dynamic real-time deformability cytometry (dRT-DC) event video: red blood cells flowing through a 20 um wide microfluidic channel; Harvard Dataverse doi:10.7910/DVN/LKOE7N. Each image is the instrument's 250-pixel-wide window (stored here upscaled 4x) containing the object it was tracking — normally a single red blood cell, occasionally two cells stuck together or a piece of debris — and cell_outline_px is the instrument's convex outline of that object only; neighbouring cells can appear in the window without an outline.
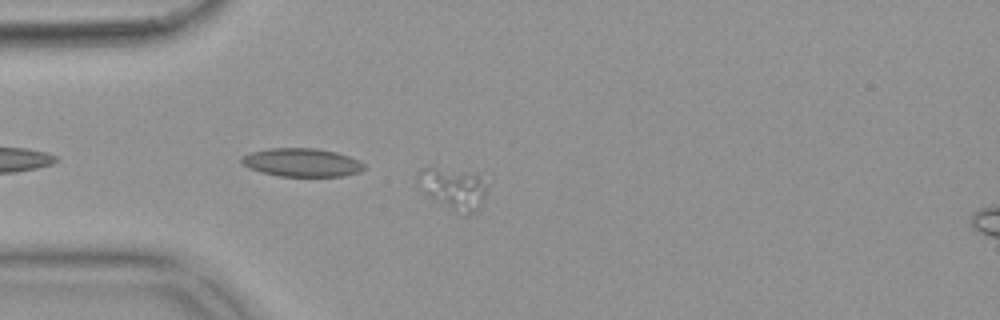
{"species": "common noctule bat (a hibernating species)", "species_latin": "Nyctalus noctula", "temperature_condition": "warm", "stored_images_in_passage": 11, "camera_frame_rate_fps": 3000, "um_per_image_px": 0.085, "animal": {"sex": "female", "body_mass_g": 18.4}, "frame": {"image": 1, "passage_image": 1, "time_ms": 0.0, "image_size_px": [1000, 320], "cell_outline_px": [[484, 196], [480, 208], [476, 212], [468, 216], [460, 216], [428, 196], [416, 184], [416, 172], [420, 168], [432, 168], [476, 172], [480, 176], [484, 188]], "centroid_in_image_um": [38.48, 16.06], "position_along_channel_um": 46.5, "area_um2": 17.05}}
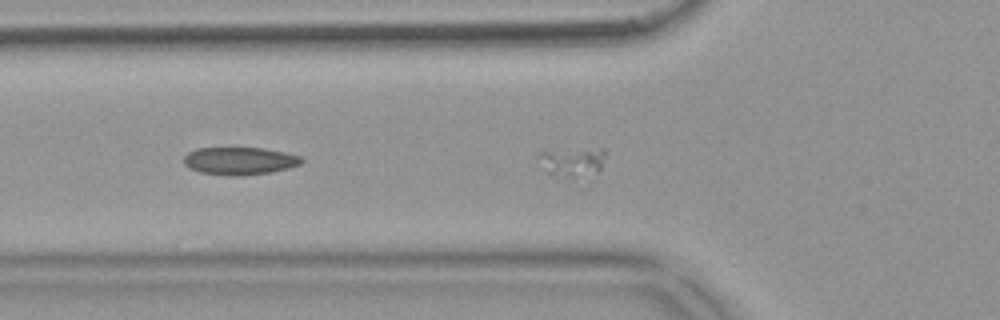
{"frame": {"image": 2, "passage_image": 5, "time_ms": 1.333, "image_size_px": [1000, 320], "cell_outline_px": [[604, 156], [600, 168], [596, 172], [572, 176], [564, 176], [544, 172], [536, 160], [536, 156], [544, 148], [604, 148]], "centroid_in_image_um": [48.5, 13.66], "position_along_channel_um": 77.3, "area_um2": 11.73}}